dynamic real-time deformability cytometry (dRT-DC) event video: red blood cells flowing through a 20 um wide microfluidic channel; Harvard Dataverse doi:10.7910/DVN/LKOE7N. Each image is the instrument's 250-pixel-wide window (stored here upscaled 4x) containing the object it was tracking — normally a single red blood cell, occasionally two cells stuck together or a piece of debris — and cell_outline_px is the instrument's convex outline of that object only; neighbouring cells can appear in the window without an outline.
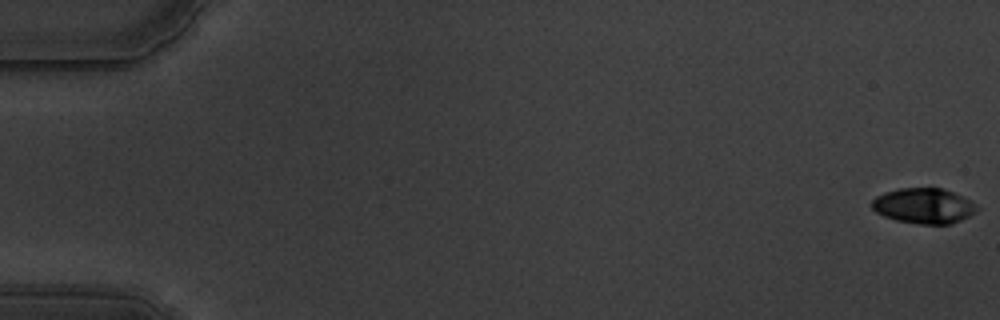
{"species": "common noctule bat (a hibernating species)", "species_latin": "Nyctalus noctula", "temperature_condition": "warm", "stored_images_in_passage": 59, "camera_frame_rate_fps": 3000, "um_per_image_px": 0.085, "animal": {"sex": "male", "body_mass_g": 19.5, "forearm_length_mm": 54.6}, "frame": {"image": 1, "passage_image": 1, "time_ms": 0.0, "image_size_px": [1000, 320], "cell_outline_px": [[980, 208], [968, 216], [952, 224], [920, 224], [896, 220], [884, 216], [876, 212], [872, 208], [872, 200], [876, 196], [884, 192], [900, 188], [944, 188], [976, 204]], "centroid_in_image_um": [78.5, 17.49], "position_along_channel_um": 6.5, "area_um2": 21.5}}
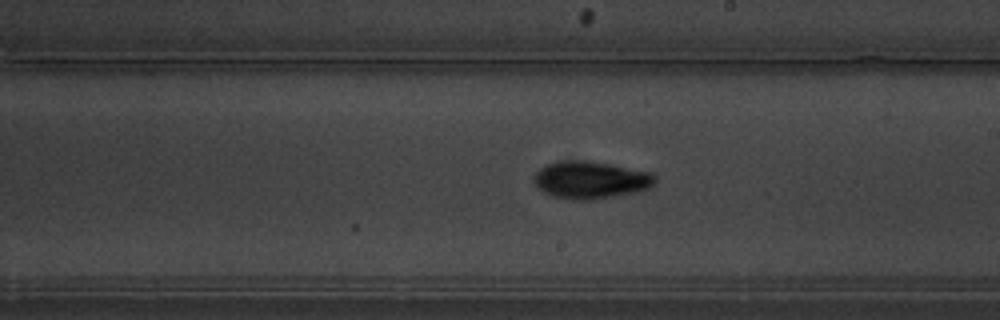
{"frame": {"image": 2, "passage_image": 35, "time_ms": 11.333, "image_size_px": [1000, 320], "cell_outline_px": [[656, 184], [640, 192], [592, 200], [572, 200], [552, 196], [544, 192], [532, 180], [532, 176], [544, 164], [576, 160], [584, 160], [608, 164], [652, 172], [656, 176]], "centroid_in_image_um": [50.23, 15.31], "position_along_channel_um": 238.8, "area_um2": 26.59}}
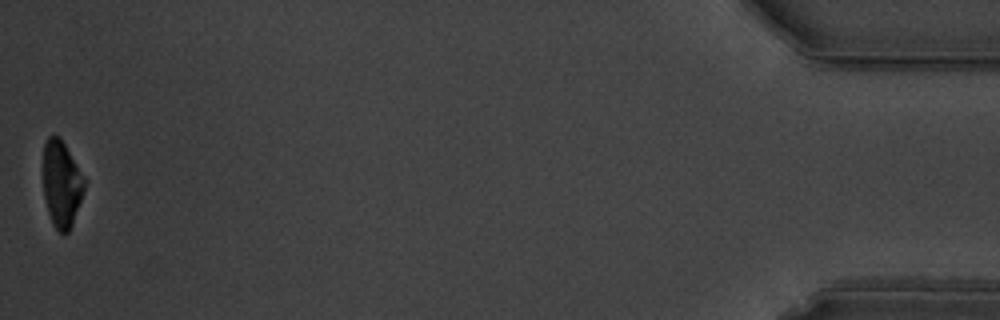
{"frame": {"image": 3, "passage_image": 59, "time_ms": 19.333, "image_size_px": [1000, 320], "cell_outline_px": [[88, 180], [72, 224], [68, 232], [60, 232], [52, 224], [48, 212], [44, 196], [44, 144], [48, 136], [60, 136]], "centroid_in_image_um": [5.27, 15.6], "position_along_channel_um": 429.9, "area_um2": 20.92}, "authors_computed_cell_mechanics": {"area_um2": 23.2356, "velocity_mm_per_s": 3.514, "shape_relaxation_time_tau1_ms": 3.3488, "shape_relaxation_time_tau2_ms": 6.9873, "deformation_change_tau1": 0.1267, "deformation_change_tau2": 0.1313}}